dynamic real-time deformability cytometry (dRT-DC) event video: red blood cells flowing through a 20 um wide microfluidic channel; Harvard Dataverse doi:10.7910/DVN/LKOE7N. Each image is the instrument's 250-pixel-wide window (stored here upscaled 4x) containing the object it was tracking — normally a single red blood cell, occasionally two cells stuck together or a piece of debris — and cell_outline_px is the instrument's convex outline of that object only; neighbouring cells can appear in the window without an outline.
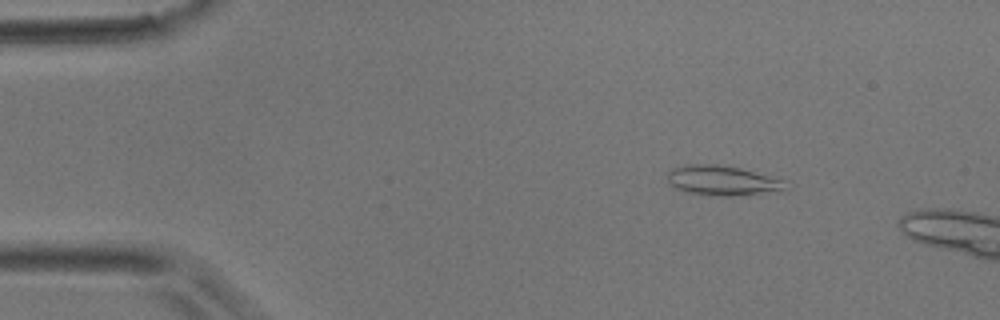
{"species": "common noctule bat (a hibernating species)", "species_latin": "Nyctalus noctula", "temperature_condition": "room temperature", "stored_images_in_passage": 3, "camera_frame_rate_fps": 3000, "um_per_image_px": 0.085, "animal": {"sex": "male", "body_mass_g": 17.9}, "frame": {"image": 1, "passage_image": 1, "time_ms": 0.0, "image_size_px": [1000, 320], "cell_outline_px": [[788, 188], [732, 196], [712, 196], [688, 192], [676, 188], [668, 184], [668, 172], [672, 168], [688, 164], [716, 164], [740, 168], [788, 180]], "centroid_in_image_um": [61.38, 15.33], "position_along_channel_um": 23.6, "area_um2": 20.46}}